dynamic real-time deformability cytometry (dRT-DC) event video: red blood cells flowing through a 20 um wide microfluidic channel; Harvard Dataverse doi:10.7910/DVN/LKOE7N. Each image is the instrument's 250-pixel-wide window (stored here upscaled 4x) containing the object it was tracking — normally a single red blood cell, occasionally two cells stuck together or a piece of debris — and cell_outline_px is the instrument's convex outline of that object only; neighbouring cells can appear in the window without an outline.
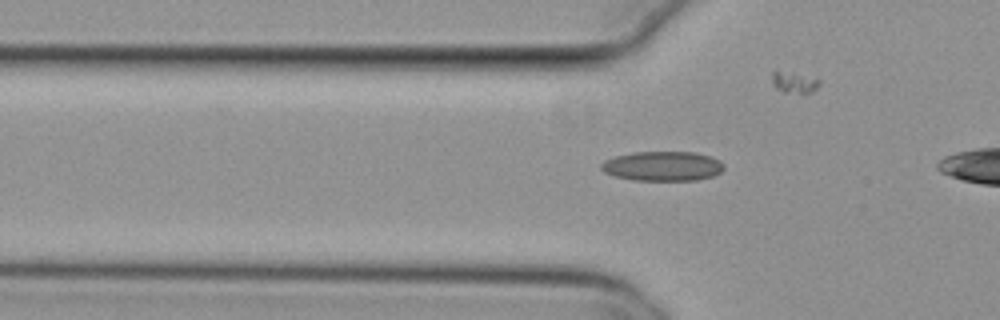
{"species": "common noctule bat (a hibernating species)", "species_latin": "Nyctalus noctula", "temperature_condition": "cold", "stored_images_in_passage": 4, "camera_frame_rate_fps": 3000, "um_per_image_px": 0.085, "animal": {"sex": "female", "body_mass_g": 29.2, "forearm_length_mm": 56.3}, "frame": {"image": 1, "passage_image": 2, "time_ms": 0.333, "image_size_px": [1000, 320], "cell_outline_px": [[724, 168], [720, 172], [712, 176], [696, 180], [632, 180], [616, 176], [604, 172], [600, 168], [600, 164], [604, 160], [616, 156], [632, 152], [696, 152], [712, 156], [720, 160], [724, 164]], "centroid_in_image_um": [56.33, 14.11], "position_along_channel_um": 69.5, "area_um2": 21.27}}